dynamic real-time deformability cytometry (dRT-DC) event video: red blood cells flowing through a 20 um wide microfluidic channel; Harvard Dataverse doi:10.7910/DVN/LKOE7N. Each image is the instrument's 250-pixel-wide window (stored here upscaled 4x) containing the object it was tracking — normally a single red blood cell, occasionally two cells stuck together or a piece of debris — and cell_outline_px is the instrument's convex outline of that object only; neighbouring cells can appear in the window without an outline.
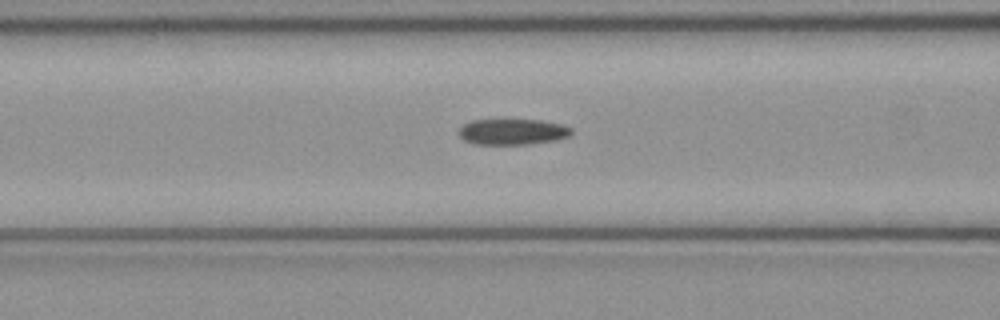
{"species": "common noctule bat (a hibernating species)", "species_latin": "Nyctalus noctula", "temperature_condition": "cold", "stored_images_in_passage": 49, "camera_frame_rate_fps": 3000, "um_per_image_px": 0.085, "animal": {"sex": "female", "body_mass_g": 21.9}, "frame": {"image": 1, "passage_image": 19, "time_ms": 6.0, "image_size_px": [1000, 320], "cell_outline_px": [[572, 132], [568, 136], [556, 140], [528, 144], [472, 144], [464, 140], [460, 136], [460, 128], [464, 124], [472, 120], [540, 120], [564, 124], [572, 128]], "centroid_in_image_um": [43.59, 11.2], "position_along_channel_um": 123.0, "area_um2": 16.94}}
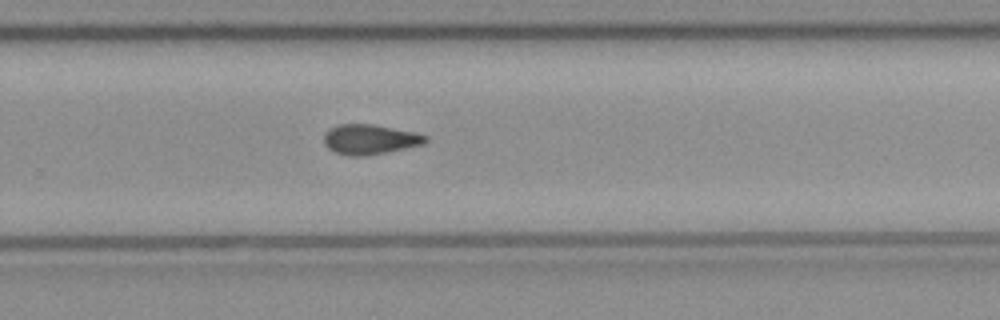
{"frame": {"image": 2, "passage_image": 32, "time_ms": 10.333, "image_size_px": [1000, 320], "cell_outline_px": [[428, 140], [424, 144], [364, 156], [352, 156], [336, 152], [328, 148], [324, 144], [324, 132], [328, 128], [340, 124], [372, 124], [416, 132], [428, 136]], "centroid_in_image_um": [31.43, 11.83], "position_along_channel_um": 298.4, "area_um2": 17.69}}
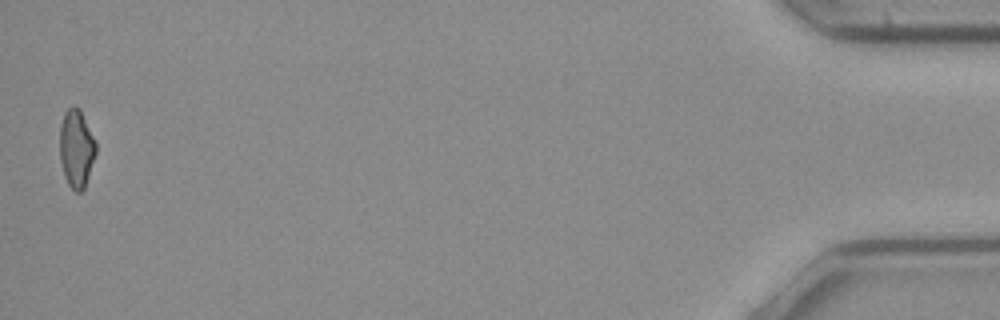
{"frame": {"image": 3, "passage_image": 49, "time_ms": 16.0, "image_size_px": [1000, 320], "cell_outline_px": [[96, 152], [84, 188], [80, 192], [76, 192], [68, 184], [60, 160], [60, 128], [64, 112], [68, 108], [80, 108], [96, 140]], "centroid_in_image_um": [6.5, 12.6], "position_along_channel_um": 428.7, "area_um2": 16.24}, "authors_computed_cell_mechanics": {"area_um2": 17.3978, "velocity_mm_per_s": 4.0428, "shape_relaxation_time_tau1_ms": null, "shape_relaxation_time_tau2_ms": 9.8154, "deformation_change_tau1": null, "deformation_change_tau2": 0.1701}}